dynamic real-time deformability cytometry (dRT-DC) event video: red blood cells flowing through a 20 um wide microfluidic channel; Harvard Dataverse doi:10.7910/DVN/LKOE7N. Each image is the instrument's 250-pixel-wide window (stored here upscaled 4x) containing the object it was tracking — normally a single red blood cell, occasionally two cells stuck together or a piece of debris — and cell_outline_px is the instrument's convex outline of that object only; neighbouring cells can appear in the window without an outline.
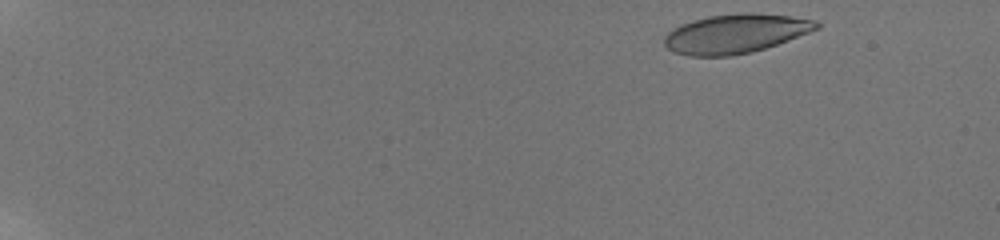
{"species": "human", "species_latin": "Homo sapiens", "temperature_condition": "room temperature", "stored_images_in_passage": 27, "camera_frame_rate_fps": 3000, "um_per_image_px": 0.085, "donor": {"sex": "male"}, "frame": {"image": 1, "passage_image": 1, "time_ms": 0.0, "image_size_px": [1000, 240], "cell_outline_px": [[820, 28], [776, 44], [752, 52], [732, 56], [688, 56], [672, 52], [664, 44], [664, 36], [672, 28], [680, 24], [708, 16], [744, 12], [752, 12], [792, 16], [816, 20], [820, 24]], "centroid_in_image_um": [62.49, 2.85], "position_along_channel_um": 22.5, "area_um2": 34.85}}
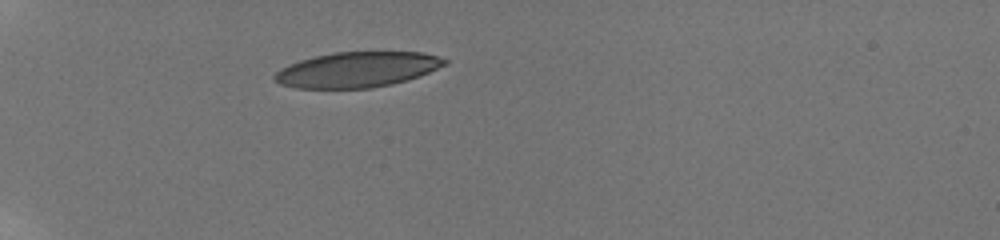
{"frame": {"image": 2, "passage_image": 13, "time_ms": 4.333, "image_size_px": [1000, 240], "cell_outline_px": [[448, 64], [420, 76], [408, 80], [392, 84], [372, 88], [296, 88], [280, 84], [272, 80], [272, 76], [280, 68], [288, 64], [300, 60], [332, 52], [420, 52], [436, 56], [448, 60]], "centroid_in_image_um": [30.34, 5.92], "position_along_channel_um": 54.7, "area_um2": 35.2}}
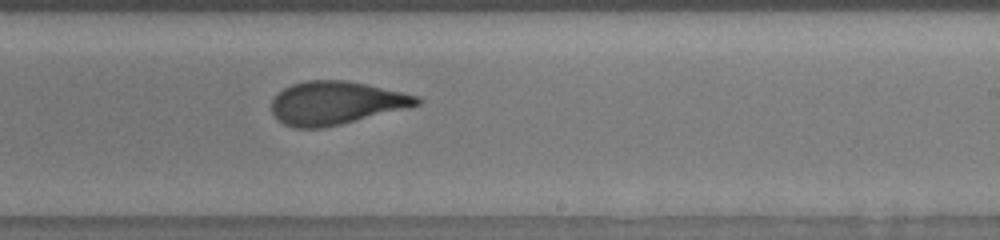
{"frame": {"image": 3, "passage_image": 27, "time_ms": 10.667, "image_size_px": [1000, 240], "cell_outline_px": [[424, 100], [420, 104], [408, 108], [324, 128], [292, 128], [276, 120], [272, 112], [272, 100], [284, 88], [292, 84], [308, 80], [344, 80], [364, 84], [420, 96]], "centroid_in_image_um": [28.55, 8.76], "position_along_channel_um": 260.5, "area_um2": 36.53}}